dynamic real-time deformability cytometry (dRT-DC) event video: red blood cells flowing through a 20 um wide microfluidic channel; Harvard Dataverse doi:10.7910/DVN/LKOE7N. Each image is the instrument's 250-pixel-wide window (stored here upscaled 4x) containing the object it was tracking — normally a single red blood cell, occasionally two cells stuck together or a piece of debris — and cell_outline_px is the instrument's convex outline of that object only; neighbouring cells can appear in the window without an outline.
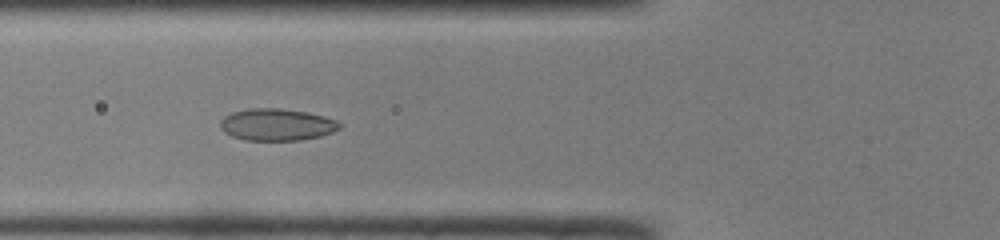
{"species": "common noctule bat (a hibernating species)", "species_latin": "Nyctalus noctula", "temperature_condition": "room temperature", "stored_images_in_passage": 38, "camera_frame_rate_fps": 3000, "um_per_image_px": 0.085, "animal": {"sex": "male", "body_mass_g": 19.0, "forearm_length_mm": 50.8}, "frame": {"image": 1, "passage_image": 7, "time_ms": 2.0, "image_size_px": [1000, 240], "cell_outline_px": [[340, 128], [332, 132], [320, 136], [300, 140], [244, 140], [232, 136], [224, 132], [220, 128], [220, 120], [224, 116], [232, 112], [252, 108], [280, 108], [304, 112], [324, 116], [336, 120], [340, 124]], "centroid_in_image_um": [23.49, 10.59], "position_along_channel_um": 102.3, "area_um2": 22.14}}
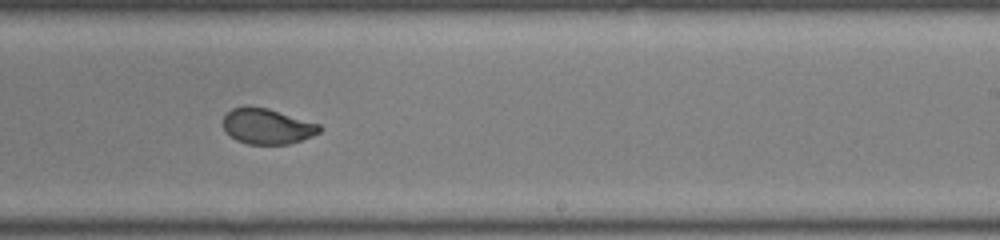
{"frame": {"image": 2, "passage_image": 19, "time_ms": 6.0, "image_size_px": [1000, 240], "cell_outline_px": [[324, 128], [320, 132], [312, 136], [288, 144], [248, 144], [236, 140], [224, 128], [224, 116], [232, 108], [268, 108], [320, 124]], "centroid_in_image_um": [22.77, 10.75], "position_along_channel_um": 266.2, "area_um2": 19.54}}
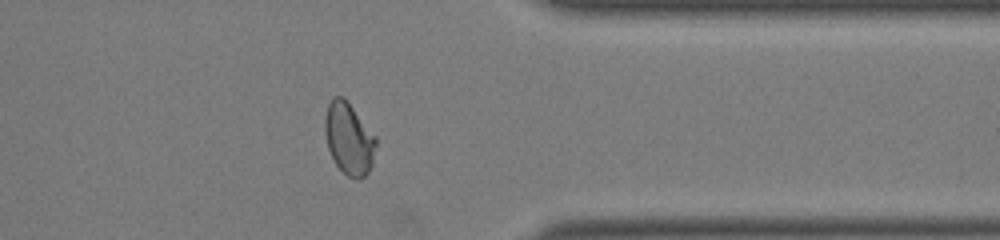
{"frame": {"image": 3, "passage_image": 28, "time_ms": 9.0, "image_size_px": [1000, 240], "cell_outline_px": [[376, 144], [372, 164], [368, 172], [364, 176], [356, 180], [348, 176], [336, 164], [328, 148], [324, 132], [324, 116], [328, 104], [336, 96], [344, 96], [376, 136]], "centroid_in_image_um": [29.65, 11.76], "position_along_channel_um": 381.7, "area_um2": 21.39}}